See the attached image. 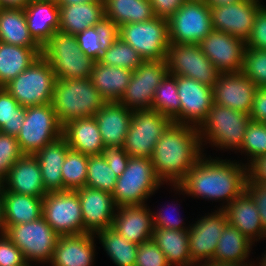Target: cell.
Listing matches in <instances>:
<instances>
[{"label":"cell","instance_id":"obj_1","mask_svg":"<svg viewBox=\"0 0 266 266\" xmlns=\"http://www.w3.org/2000/svg\"><path fill=\"white\" fill-rule=\"evenodd\" d=\"M205 156V157H204ZM248 181L246 164L209 158L202 155L197 163L188 171L179 185H173L176 191L184 195L207 200H226L219 210H223L236 197L246 190Z\"/></svg>","mask_w":266,"mask_h":266},{"label":"cell","instance_id":"obj_2","mask_svg":"<svg viewBox=\"0 0 266 266\" xmlns=\"http://www.w3.org/2000/svg\"><path fill=\"white\" fill-rule=\"evenodd\" d=\"M198 129L172 123L158 139L151 157L155 174L164 184L179 185L204 154Z\"/></svg>","mask_w":266,"mask_h":266},{"label":"cell","instance_id":"obj_3","mask_svg":"<svg viewBox=\"0 0 266 266\" xmlns=\"http://www.w3.org/2000/svg\"><path fill=\"white\" fill-rule=\"evenodd\" d=\"M106 103L90 77L55 82L51 104L62 126L75 119L95 116Z\"/></svg>","mask_w":266,"mask_h":266},{"label":"cell","instance_id":"obj_4","mask_svg":"<svg viewBox=\"0 0 266 266\" xmlns=\"http://www.w3.org/2000/svg\"><path fill=\"white\" fill-rule=\"evenodd\" d=\"M56 79L89 78L95 61L79 48L75 35L57 30L42 46L41 54Z\"/></svg>","mask_w":266,"mask_h":266},{"label":"cell","instance_id":"obj_5","mask_svg":"<svg viewBox=\"0 0 266 266\" xmlns=\"http://www.w3.org/2000/svg\"><path fill=\"white\" fill-rule=\"evenodd\" d=\"M250 121L249 114L213 103L205 120L197 128L201 145L205 142L221 150L237 152Z\"/></svg>","mask_w":266,"mask_h":266},{"label":"cell","instance_id":"obj_6","mask_svg":"<svg viewBox=\"0 0 266 266\" xmlns=\"http://www.w3.org/2000/svg\"><path fill=\"white\" fill-rule=\"evenodd\" d=\"M163 183L155 174L151 158L130 157L112 193L117 207L145 204Z\"/></svg>","mask_w":266,"mask_h":266},{"label":"cell","instance_id":"obj_7","mask_svg":"<svg viewBox=\"0 0 266 266\" xmlns=\"http://www.w3.org/2000/svg\"><path fill=\"white\" fill-rule=\"evenodd\" d=\"M51 65L41 55L4 87L22 107L52 102L56 82Z\"/></svg>","mask_w":266,"mask_h":266},{"label":"cell","instance_id":"obj_8","mask_svg":"<svg viewBox=\"0 0 266 266\" xmlns=\"http://www.w3.org/2000/svg\"><path fill=\"white\" fill-rule=\"evenodd\" d=\"M4 234L21 250L28 264L50 263L59 238L43 216L29 223L5 227Z\"/></svg>","mask_w":266,"mask_h":266},{"label":"cell","instance_id":"obj_9","mask_svg":"<svg viewBox=\"0 0 266 266\" xmlns=\"http://www.w3.org/2000/svg\"><path fill=\"white\" fill-rule=\"evenodd\" d=\"M119 37L132 46L144 61L166 60L170 45L168 20L153 17L119 26Z\"/></svg>","mask_w":266,"mask_h":266},{"label":"cell","instance_id":"obj_10","mask_svg":"<svg viewBox=\"0 0 266 266\" xmlns=\"http://www.w3.org/2000/svg\"><path fill=\"white\" fill-rule=\"evenodd\" d=\"M62 128L51 103L29 106L16 139L24 154L34 155L62 137Z\"/></svg>","mask_w":266,"mask_h":266},{"label":"cell","instance_id":"obj_11","mask_svg":"<svg viewBox=\"0 0 266 266\" xmlns=\"http://www.w3.org/2000/svg\"><path fill=\"white\" fill-rule=\"evenodd\" d=\"M166 61L169 74L192 78L211 88L221 74L199 44L170 42Z\"/></svg>","mask_w":266,"mask_h":266},{"label":"cell","instance_id":"obj_12","mask_svg":"<svg viewBox=\"0 0 266 266\" xmlns=\"http://www.w3.org/2000/svg\"><path fill=\"white\" fill-rule=\"evenodd\" d=\"M172 123L153 109L133 111L123 149L130 157L151 158L158 139Z\"/></svg>","mask_w":266,"mask_h":266},{"label":"cell","instance_id":"obj_13","mask_svg":"<svg viewBox=\"0 0 266 266\" xmlns=\"http://www.w3.org/2000/svg\"><path fill=\"white\" fill-rule=\"evenodd\" d=\"M42 216L59 235L84 233L79 196L76 191L48 192L42 199Z\"/></svg>","mask_w":266,"mask_h":266},{"label":"cell","instance_id":"obj_14","mask_svg":"<svg viewBox=\"0 0 266 266\" xmlns=\"http://www.w3.org/2000/svg\"><path fill=\"white\" fill-rule=\"evenodd\" d=\"M168 25L170 42L199 44L213 30L210 6L186 1L168 19Z\"/></svg>","mask_w":266,"mask_h":266},{"label":"cell","instance_id":"obj_15","mask_svg":"<svg viewBox=\"0 0 266 266\" xmlns=\"http://www.w3.org/2000/svg\"><path fill=\"white\" fill-rule=\"evenodd\" d=\"M167 74L166 60L144 61L133 71L118 103L131 111L151 109L155 90Z\"/></svg>","mask_w":266,"mask_h":266},{"label":"cell","instance_id":"obj_16","mask_svg":"<svg viewBox=\"0 0 266 266\" xmlns=\"http://www.w3.org/2000/svg\"><path fill=\"white\" fill-rule=\"evenodd\" d=\"M176 83L181 111L172 121L198 128L213 104V89L184 76H176Z\"/></svg>","mask_w":266,"mask_h":266},{"label":"cell","instance_id":"obj_17","mask_svg":"<svg viewBox=\"0 0 266 266\" xmlns=\"http://www.w3.org/2000/svg\"><path fill=\"white\" fill-rule=\"evenodd\" d=\"M260 0H242L236 3L210 6L213 29L228 33L245 42L250 37Z\"/></svg>","mask_w":266,"mask_h":266},{"label":"cell","instance_id":"obj_18","mask_svg":"<svg viewBox=\"0 0 266 266\" xmlns=\"http://www.w3.org/2000/svg\"><path fill=\"white\" fill-rule=\"evenodd\" d=\"M195 222L188 230V237L191 260L198 266L213 259L220 235L228 222L225 212L219 209Z\"/></svg>","mask_w":266,"mask_h":266},{"label":"cell","instance_id":"obj_19","mask_svg":"<svg viewBox=\"0 0 266 266\" xmlns=\"http://www.w3.org/2000/svg\"><path fill=\"white\" fill-rule=\"evenodd\" d=\"M199 46L220 73L241 72L246 47L244 40L213 29Z\"/></svg>","mask_w":266,"mask_h":266},{"label":"cell","instance_id":"obj_20","mask_svg":"<svg viewBox=\"0 0 266 266\" xmlns=\"http://www.w3.org/2000/svg\"><path fill=\"white\" fill-rule=\"evenodd\" d=\"M75 191L81 205L84 233L96 234L110 228L117 209L112 193L87 186Z\"/></svg>","mask_w":266,"mask_h":266},{"label":"cell","instance_id":"obj_21","mask_svg":"<svg viewBox=\"0 0 266 266\" xmlns=\"http://www.w3.org/2000/svg\"><path fill=\"white\" fill-rule=\"evenodd\" d=\"M212 89L213 103L250 114L257 87L242 72L221 73Z\"/></svg>","mask_w":266,"mask_h":266},{"label":"cell","instance_id":"obj_22","mask_svg":"<svg viewBox=\"0 0 266 266\" xmlns=\"http://www.w3.org/2000/svg\"><path fill=\"white\" fill-rule=\"evenodd\" d=\"M1 192H15L43 198L48 192L43 185L40 164L31 154H24L0 183Z\"/></svg>","mask_w":266,"mask_h":266},{"label":"cell","instance_id":"obj_23","mask_svg":"<svg viewBox=\"0 0 266 266\" xmlns=\"http://www.w3.org/2000/svg\"><path fill=\"white\" fill-rule=\"evenodd\" d=\"M111 228L127 241L140 245L152 238V211L147 204L117 207Z\"/></svg>","mask_w":266,"mask_h":266},{"label":"cell","instance_id":"obj_24","mask_svg":"<svg viewBox=\"0 0 266 266\" xmlns=\"http://www.w3.org/2000/svg\"><path fill=\"white\" fill-rule=\"evenodd\" d=\"M95 234L59 236L56 243L52 266H92L95 259Z\"/></svg>","mask_w":266,"mask_h":266},{"label":"cell","instance_id":"obj_25","mask_svg":"<svg viewBox=\"0 0 266 266\" xmlns=\"http://www.w3.org/2000/svg\"><path fill=\"white\" fill-rule=\"evenodd\" d=\"M227 222L236 227L251 242L266 238L260 215L252 196L245 190L223 209Z\"/></svg>","mask_w":266,"mask_h":266},{"label":"cell","instance_id":"obj_26","mask_svg":"<svg viewBox=\"0 0 266 266\" xmlns=\"http://www.w3.org/2000/svg\"><path fill=\"white\" fill-rule=\"evenodd\" d=\"M133 111L118 102H107L95 114L104 146L124 145Z\"/></svg>","mask_w":266,"mask_h":266},{"label":"cell","instance_id":"obj_27","mask_svg":"<svg viewBox=\"0 0 266 266\" xmlns=\"http://www.w3.org/2000/svg\"><path fill=\"white\" fill-rule=\"evenodd\" d=\"M24 13L28 30L40 46L59 30V5L56 1L31 0Z\"/></svg>","mask_w":266,"mask_h":266},{"label":"cell","instance_id":"obj_28","mask_svg":"<svg viewBox=\"0 0 266 266\" xmlns=\"http://www.w3.org/2000/svg\"><path fill=\"white\" fill-rule=\"evenodd\" d=\"M62 137L71 149L87 156L99 155L105 148L94 116L67 122Z\"/></svg>","mask_w":266,"mask_h":266},{"label":"cell","instance_id":"obj_29","mask_svg":"<svg viewBox=\"0 0 266 266\" xmlns=\"http://www.w3.org/2000/svg\"><path fill=\"white\" fill-rule=\"evenodd\" d=\"M69 149L66 140L60 137L34 154L40 164L43 185L47 192L63 191L61 171Z\"/></svg>","mask_w":266,"mask_h":266},{"label":"cell","instance_id":"obj_30","mask_svg":"<svg viewBox=\"0 0 266 266\" xmlns=\"http://www.w3.org/2000/svg\"><path fill=\"white\" fill-rule=\"evenodd\" d=\"M59 30L77 35L105 17L104 1L59 5Z\"/></svg>","mask_w":266,"mask_h":266},{"label":"cell","instance_id":"obj_31","mask_svg":"<svg viewBox=\"0 0 266 266\" xmlns=\"http://www.w3.org/2000/svg\"><path fill=\"white\" fill-rule=\"evenodd\" d=\"M133 71L127 68L94 63L90 79L107 102H118L124 94Z\"/></svg>","mask_w":266,"mask_h":266},{"label":"cell","instance_id":"obj_32","mask_svg":"<svg viewBox=\"0 0 266 266\" xmlns=\"http://www.w3.org/2000/svg\"><path fill=\"white\" fill-rule=\"evenodd\" d=\"M118 37L119 26L106 17L76 35L80 50L95 62Z\"/></svg>","mask_w":266,"mask_h":266},{"label":"cell","instance_id":"obj_33","mask_svg":"<svg viewBox=\"0 0 266 266\" xmlns=\"http://www.w3.org/2000/svg\"><path fill=\"white\" fill-rule=\"evenodd\" d=\"M151 239L170 266H197L190 257L188 230L154 228Z\"/></svg>","mask_w":266,"mask_h":266},{"label":"cell","instance_id":"obj_34","mask_svg":"<svg viewBox=\"0 0 266 266\" xmlns=\"http://www.w3.org/2000/svg\"><path fill=\"white\" fill-rule=\"evenodd\" d=\"M41 54V47L15 46L0 42V87L26 70Z\"/></svg>","mask_w":266,"mask_h":266},{"label":"cell","instance_id":"obj_35","mask_svg":"<svg viewBox=\"0 0 266 266\" xmlns=\"http://www.w3.org/2000/svg\"><path fill=\"white\" fill-rule=\"evenodd\" d=\"M4 226L29 223L42 217V199L15 192H2Z\"/></svg>","mask_w":266,"mask_h":266},{"label":"cell","instance_id":"obj_36","mask_svg":"<svg viewBox=\"0 0 266 266\" xmlns=\"http://www.w3.org/2000/svg\"><path fill=\"white\" fill-rule=\"evenodd\" d=\"M218 240L214 257L211 261L247 264L252 245L236 227L227 223ZM247 261V262H245Z\"/></svg>","mask_w":266,"mask_h":266},{"label":"cell","instance_id":"obj_37","mask_svg":"<svg viewBox=\"0 0 266 266\" xmlns=\"http://www.w3.org/2000/svg\"><path fill=\"white\" fill-rule=\"evenodd\" d=\"M0 42L24 47H41L28 30L24 9L0 8Z\"/></svg>","mask_w":266,"mask_h":266},{"label":"cell","instance_id":"obj_38","mask_svg":"<svg viewBox=\"0 0 266 266\" xmlns=\"http://www.w3.org/2000/svg\"><path fill=\"white\" fill-rule=\"evenodd\" d=\"M105 17L118 26L155 17L150 0H103Z\"/></svg>","mask_w":266,"mask_h":266},{"label":"cell","instance_id":"obj_39","mask_svg":"<svg viewBox=\"0 0 266 266\" xmlns=\"http://www.w3.org/2000/svg\"><path fill=\"white\" fill-rule=\"evenodd\" d=\"M95 237L100 240L107 256L116 266H135L137 244L127 241L111 227L98 231Z\"/></svg>","mask_w":266,"mask_h":266},{"label":"cell","instance_id":"obj_40","mask_svg":"<svg viewBox=\"0 0 266 266\" xmlns=\"http://www.w3.org/2000/svg\"><path fill=\"white\" fill-rule=\"evenodd\" d=\"M25 116L26 107H22L5 87H0V132L17 137Z\"/></svg>","mask_w":266,"mask_h":266},{"label":"cell","instance_id":"obj_41","mask_svg":"<svg viewBox=\"0 0 266 266\" xmlns=\"http://www.w3.org/2000/svg\"><path fill=\"white\" fill-rule=\"evenodd\" d=\"M151 109L173 120L181 111L176 76L167 74L155 90Z\"/></svg>","mask_w":266,"mask_h":266},{"label":"cell","instance_id":"obj_42","mask_svg":"<svg viewBox=\"0 0 266 266\" xmlns=\"http://www.w3.org/2000/svg\"><path fill=\"white\" fill-rule=\"evenodd\" d=\"M89 156L69 149L62 165L63 191L83 188L87 181V163Z\"/></svg>","mask_w":266,"mask_h":266},{"label":"cell","instance_id":"obj_43","mask_svg":"<svg viewBox=\"0 0 266 266\" xmlns=\"http://www.w3.org/2000/svg\"><path fill=\"white\" fill-rule=\"evenodd\" d=\"M99 62L104 65H113L134 71L144 59L128 43L118 37L113 44L102 53Z\"/></svg>","mask_w":266,"mask_h":266},{"label":"cell","instance_id":"obj_44","mask_svg":"<svg viewBox=\"0 0 266 266\" xmlns=\"http://www.w3.org/2000/svg\"><path fill=\"white\" fill-rule=\"evenodd\" d=\"M117 176L101 154L89 156L86 186L113 193Z\"/></svg>","mask_w":266,"mask_h":266},{"label":"cell","instance_id":"obj_45","mask_svg":"<svg viewBox=\"0 0 266 266\" xmlns=\"http://www.w3.org/2000/svg\"><path fill=\"white\" fill-rule=\"evenodd\" d=\"M246 154L249 165L255 158L266 155V123L253 122L247 125L241 146L237 149Z\"/></svg>","mask_w":266,"mask_h":266},{"label":"cell","instance_id":"obj_46","mask_svg":"<svg viewBox=\"0 0 266 266\" xmlns=\"http://www.w3.org/2000/svg\"><path fill=\"white\" fill-rule=\"evenodd\" d=\"M241 72L257 88H266V50L245 47Z\"/></svg>","mask_w":266,"mask_h":266},{"label":"cell","instance_id":"obj_47","mask_svg":"<svg viewBox=\"0 0 266 266\" xmlns=\"http://www.w3.org/2000/svg\"><path fill=\"white\" fill-rule=\"evenodd\" d=\"M23 155L16 137L0 132V183L7 177L13 164Z\"/></svg>","mask_w":266,"mask_h":266},{"label":"cell","instance_id":"obj_48","mask_svg":"<svg viewBox=\"0 0 266 266\" xmlns=\"http://www.w3.org/2000/svg\"><path fill=\"white\" fill-rule=\"evenodd\" d=\"M135 266H170L165 254L153 242L149 240L138 245Z\"/></svg>","mask_w":266,"mask_h":266},{"label":"cell","instance_id":"obj_49","mask_svg":"<svg viewBox=\"0 0 266 266\" xmlns=\"http://www.w3.org/2000/svg\"><path fill=\"white\" fill-rule=\"evenodd\" d=\"M246 47L250 49L266 50V6L263 5L254 19L250 37L247 39Z\"/></svg>","mask_w":266,"mask_h":266},{"label":"cell","instance_id":"obj_50","mask_svg":"<svg viewBox=\"0 0 266 266\" xmlns=\"http://www.w3.org/2000/svg\"><path fill=\"white\" fill-rule=\"evenodd\" d=\"M27 262L21 250L5 235H0V266H23Z\"/></svg>","mask_w":266,"mask_h":266},{"label":"cell","instance_id":"obj_51","mask_svg":"<svg viewBox=\"0 0 266 266\" xmlns=\"http://www.w3.org/2000/svg\"><path fill=\"white\" fill-rule=\"evenodd\" d=\"M101 155L108 165L114 170L115 175L120 177L126 169L130 156L120 146H106Z\"/></svg>","mask_w":266,"mask_h":266},{"label":"cell","instance_id":"obj_52","mask_svg":"<svg viewBox=\"0 0 266 266\" xmlns=\"http://www.w3.org/2000/svg\"><path fill=\"white\" fill-rule=\"evenodd\" d=\"M176 208H177V206H176ZM176 208L174 207L175 210H176ZM168 210H167L168 214L165 213L166 210L164 211L162 209L160 211H157V212H152V220H153V227L154 228H163V229H172V230H189L190 229V225L186 226V227L184 226L185 222H183V218L181 219L180 217H178L179 215L175 216V217H173L174 216L173 215L172 217H170L169 214H171V213H169Z\"/></svg>","mask_w":266,"mask_h":266},{"label":"cell","instance_id":"obj_53","mask_svg":"<svg viewBox=\"0 0 266 266\" xmlns=\"http://www.w3.org/2000/svg\"><path fill=\"white\" fill-rule=\"evenodd\" d=\"M251 121L266 123V88H257L249 114Z\"/></svg>","mask_w":266,"mask_h":266},{"label":"cell","instance_id":"obj_54","mask_svg":"<svg viewBox=\"0 0 266 266\" xmlns=\"http://www.w3.org/2000/svg\"><path fill=\"white\" fill-rule=\"evenodd\" d=\"M187 0H150L154 15L168 20Z\"/></svg>","mask_w":266,"mask_h":266},{"label":"cell","instance_id":"obj_55","mask_svg":"<svg viewBox=\"0 0 266 266\" xmlns=\"http://www.w3.org/2000/svg\"><path fill=\"white\" fill-rule=\"evenodd\" d=\"M246 191L255 201L256 208L260 215L261 225L266 232V192L258 185L247 181Z\"/></svg>","mask_w":266,"mask_h":266},{"label":"cell","instance_id":"obj_56","mask_svg":"<svg viewBox=\"0 0 266 266\" xmlns=\"http://www.w3.org/2000/svg\"><path fill=\"white\" fill-rule=\"evenodd\" d=\"M248 182L262 184L266 182V155L255 158L247 165Z\"/></svg>","mask_w":266,"mask_h":266},{"label":"cell","instance_id":"obj_57","mask_svg":"<svg viewBox=\"0 0 266 266\" xmlns=\"http://www.w3.org/2000/svg\"><path fill=\"white\" fill-rule=\"evenodd\" d=\"M31 0H0L1 8L24 9Z\"/></svg>","mask_w":266,"mask_h":266},{"label":"cell","instance_id":"obj_58","mask_svg":"<svg viewBox=\"0 0 266 266\" xmlns=\"http://www.w3.org/2000/svg\"><path fill=\"white\" fill-rule=\"evenodd\" d=\"M198 266H250V264H239V263H228V262H218V261H208L199 264Z\"/></svg>","mask_w":266,"mask_h":266},{"label":"cell","instance_id":"obj_59","mask_svg":"<svg viewBox=\"0 0 266 266\" xmlns=\"http://www.w3.org/2000/svg\"><path fill=\"white\" fill-rule=\"evenodd\" d=\"M4 232H5V226H4L3 198H2L1 188H0V235H3Z\"/></svg>","mask_w":266,"mask_h":266},{"label":"cell","instance_id":"obj_60","mask_svg":"<svg viewBox=\"0 0 266 266\" xmlns=\"http://www.w3.org/2000/svg\"><path fill=\"white\" fill-rule=\"evenodd\" d=\"M103 0H57L58 5H72V4H80V3H87V2H97Z\"/></svg>","mask_w":266,"mask_h":266},{"label":"cell","instance_id":"obj_61","mask_svg":"<svg viewBox=\"0 0 266 266\" xmlns=\"http://www.w3.org/2000/svg\"><path fill=\"white\" fill-rule=\"evenodd\" d=\"M239 1H242V0H207V4L209 6H219V5L236 3Z\"/></svg>","mask_w":266,"mask_h":266},{"label":"cell","instance_id":"obj_62","mask_svg":"<svg viewBox=\"0 0 266 266\" xmlns=\"http://www.w3.org/2000/svg\"><path fill=\"white\" fill-rule=\"evenodd\" d=\"M261 262H259V265L257 264V266H266V253L264 254V257H263V254H262V259H260ZM250 266H254V261L253 263L249 262ZM253 264V265H252Z\"/></svg>","mask_w":266,"mask_h":266},{"label":"cell","instance_id":"obj_63","mask_svg":"<svg viewBox=\"0 0 266 266\" xmlns=\"http://www.w3.org/2000/svg\"><path fill=\"white\" fill-rule=\"evenodd\" d=\"M258 185L266 192V182Z\"/></svg>","mask_w":266,"mask_h":266},{"label":"cell","instance_id":"obj_64","mask_svg":"<svg viewBox=\"0 0 266 266\" xmlns=\"http://www.w3.org/2000/svg\"><path fill=\"white\" fill-rule=\"evenodd\" d=\"M187 1H196V2H204V3H207V0H187Z\"/></svg>","mask_w":266,"mask_h":266},{"label":"cell","instance_id":"obj_65","mask_svg":"<svg viewBox=\"0 0 266 266\" xmlns=\"http://www.w3.org/2000/svg\"><path fill=\"white\" fill-rule=\"evenodd\" d=\"M23 266H32V264H28V263H26L25 265H23Z\"/></svg>","mask_w":266,"mask_h":266}]
</instances>
